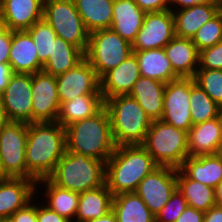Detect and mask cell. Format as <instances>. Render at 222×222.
<instances>
[{
	"instance_id": "49",
	"label": "cell",
	"mask_w": 222,
	"mask_h": 222,
	"mask_svg": "<svg viewBox=\"0 0 222 222\" xmlns=\"http://www.w3.org/2000/svg\"><path fill=\"white\" fill-rule=\"evenodd\" d=\"M10 122L6 111L3 108L1 95H0V131Z\"/></svg>"
},
{
	"instance_id": "16",
	"label": "cell",
	"mask_w": 222,
	"mask_h": 222,
	"mask_svg": "<svg viewBox=\"0 0 222 222\" xmlns=\"http://www.w3.org/2000/svg\"><path fill=\"white\" fill-rule=\"evenodd\" d=\"M44 0H0V25L11 31L29 29L43 19Z\"/></svg>"
},
{
	"instance_id": "47",
	"label": "cell",
	"mask_w": 222,
	"mask_h": 222,
	"mask_svg": "<svg viewBox=\"0 0 222 222\" xmlns=\"http://www.w3.org/2000/svg\"><path fill=\"white\" fill-rule=\"evenodd\" d=\"M203 222H222V207L214 206L205 212Z\"/></svg>"
},
{
	"instance_id": "22",
	"label": "cell",
	"mask_w": 222,
	"mask_h": 222,
	"mask_svg": "<svg viewBox=\"0 0 222 222\" xmlns=\"http://www.w3.org/2000/svg\"><path fill=\"white\" fill-rule=\"evenodd\" d=\"M187 138L189 156L217 154L222 143L220 116L193 125Z\"/></svg>"
},
{
	"instance_id": "15",
	"label": "cell",
	"mask_w": 222,
	"mask_h": 222,
	"mask_svg": "<svg viewBox=\"0 0 222 222\" xmlns=\"http://www.w3.org/2000/svg\"><path fill=\"white\" fill-rule=\"evenodd\" d=\"M60 103L80 95H102L95 69L84 59L73 69L56 76Z\"/></svg>"
},
{
	"instance_id": "31",
	"label": "cell",
	"mask_w": 222,
	"mask_h": 222,
	"mask_svg": "<svg viewBox=\"0 0 222 222\" xmlns=\"http://www.w3.org/2000/svg\"><path fill=\"white\" fill-rule=\"evenodd\" d=\"M112 210L117 222H155V215L136 192L114 196Z\"/></svg>"
},
{
	"instance_id": "24",
	"label": "cell",
	"mask_w": 222,
	"mask_h": 222,
	"mask_svg": "<svg viewBox=\"0 0 222 222\" xmlns=\"http://www.w3.org/2000/svg\"><path fill=\"white\" fill-rule=\"evenodd\" d=\"M165 87L166 83L140 76L129 95L137 101L152 121L161 120Z\"/></svg>"
},
{
	"instance_id": "40",
	"label": "cell",
	"mask_w": 222,
	"mask_h": 222,
	"mask_svg": "<svg viewBox=\"0 0 222 222\" xmlns=\"http://www.w3.org/2000/svg\"><path fill=\"white\" fill-rule=\"evenodd\" d=\"M8 222H37V204L29 202L24 208L17 210Z\"/></svg>"
},
{
	"instance_id": "7",
	"label": "cell",
	"mask_w": 222,
	"mask_h": 222,
	"mask_svg": "<svg viewBox=\"0 0 222 222\" xmlns=\"http://www.w3.org/2000/svg\"><path fill=\"white\" fill-rule=\"evenodd\" d=\"M132 53V44L123 39L113 29L107 28L89 34L84 56L95 69L98 78L101 79L108 71L120 65Z\"/></svg>"
},
{
	"instance_id": "11",
	"label": "cell",
	"mask_w": 222,
	"mask_h": 222,
	"mask_svg": "<svg viewBox=\"0 0 222 222\" xmlns=\"http://www.w3.org/2000/svg\"><path fill=\"white\" fill-rule=\"evenodd\" d=\"M174 37V15L170 9L147 12L142 27L132 43V50L164 48Z\"/></svg>"
},
{
	"instance_id": "28",
	"label": "cell",
	"mask_w": 222,
	"mask_h": 222,
	"mask_svg": "<svg viewBox=\"0 0 222 222\" xmlns=\"http://www.w3.org/2000/svg\"><path fill=\"white\" fill-rule=\"evenodd\" d=\"M133 53L139 64L140 76L153 78L163 83L179 79L171 67L164 48L133 51Z\"/></svg>"
},
{
	"instance_id": "27",
	"label": "cell",
	"mask_w": 222,
	"mask_h": 222,
	"mask_svg": "<svg viewBox=\"0 0 222 222\" xmlns=\"http://www.w3.org/2000/svg\"><path fill=\"white\" fill-rule=\"evenodd\" d=\"M113 197L106 184L79 193L75 222H85L104 216L112 210Z\"/></svg>"
},
{
	"instance_id": "54",
	"label": "cell",
	"mask_w": 222,
	"mask_h": 222,
	"mask_svg": "<svg viewBox=\"0 0 222 222\" xmlns=\"http://www.w3.org/2000/svg\"><path fill=\"white\" fill-rule=\"evenodd\" d=\"M3 178H5V177L3 176L2 170H1V168H0V179H3Z\"/></svg>"
},
{
	"instance_id": "51",
	"label": "cell",
	"mask_w": 222,
	"mask_h": 222,
	"mask_svg": "<svg viewBox=\"0 0 222 222\" xmlns=\"http://www.w3.org/2000/svg\"><path fill=\"white\" fill-rule=\"evenodd\" d=\"M217 155L222 159V143H221V145L219 146Z\"/></svg>"
},
{
	"instance_id": "29",
	"label": "cell",
	"mask_w": 222,
	"mask_h": 222,
	"mask_svg": "<svg viewBox=\"0 0 222 222\" xmlns=\"http://www.w3.org/2000/svg\"><path fill=\"white\" fill-rule=\"evenodd\" d=\"M104 107L102 95H80L60 105L57 122L62 127L94 116Z\"/></svg>"
},
{
	"instance_id": "38",
	"label": "cell",
	"mask_w": 222,
	"mask_h": 222,
	"mask_svg": "<svg viewBox=\"0 0 222 222\" xmlns=\"http://www.w3.org/2000/svg\"><path fill=\"white\" fill-rule=\"evenodd\" d=\"M188 206L186 199L182 192L178 189L172 193L169 201L164 207L156 214V222H176L178 217L183 213Z\"/></svg>"
},
{
	"instance_id": "53",
	"label": "cell",
	"mask_w": 222,
	"mask_h": 222,
	"mask_svg": "<svg viewBox=\"0 0 222 222\" xmlns=\"http://www.w3.org/2000/svg\"><path fill=\"white\" fill-rule=\"evenodd\" d=\"M220 124H221V133H222V111H221V114H220Z\"/></svg>"
},
{
	"instance_id": "44",
	"label": "cell",
	"mask_w": 222,
	"mask_h": 222,
	"mask_svg": "<svg viewBox=\"0 0 222 222\" xmlns=\"http://www.w3.org/2000/svg\"><path fill=\"white\" fill-rule=\"evenodd\" d=\"M205 212L187 206L176 222H203Z\"/></svg>"
},
{
	"instance_id": "46",
	"label": "cell",
	"mask_w": 222,
	"mask_h": 222,
	"mask_svg": "<svg viewBox=\"0 0 222 222\" xmlns=\"http://www.w3.org/2000/svg\"><path fill=\"white\" fill-rule=\"evenodd\" d=\"M211 1L213 0H169V5H170L169 9L171 11H174V8H175L174 6H176V8L177 6H179L180 7L179 9L181 10L184 8L192 7L194 5H203ZM171 5L173 6V8Z\"/></svg>"
},
{
	"instance_id": "33",
	"label": "cell",
	"mask_w": 222,
	"mask_h": 222,
	"mask_svg": "<svg viewBox=\"0 0 222 222\" xmlns=\"http://www.w3.org/2000/svg\"><path fill=\"white\" fill-rule=\"evenodd\" d=\"M177 187L184 195L188 206L203 212L216 206L215 189L188 179L179 169H177Z\"/></svg>"
},
{
	"instance_id": "6",
	"label": "cell",
	"mask_w": 222,
	"mask_h": 222,
	"mask_svg": "<svg viewBox=\"0 0 222 222\" xmlns=\"http://www.w3.org/2000/svg\"><path fill=\"white\" fill-rule=\"evenodd\" d=\"M187 132L163 120L152 121L141 146L159 166L179 168L188 155Z\"/></svg>"
},
{
	"instance_id": "17",
	"label": "cell",
	"mask_w": 222,
	"mask_h": 222,
	"mask_svg": "<svg viewBox=\"0 0 222 222\" xmlns=\"http://www.w3.org/2000/svg\"><path fill=\"white\" fill-rule=\"evenodd\" d=\"M36 181L29 178L0 179V220H7L17 210L34 202Z\"/></svg>"
},
{
	"instance_id": "2",
	"label": "cell",
	"mask_w": 222,
	"mask_h": 222,
	"mask_svg": "<svg viewBox=\"0 0 222 222\" xmlns=\"http://www.w3.org/2000/svg\"><path fill=\"white\" fill-rule=\"evenodd\" d=\"M158 166L141 145L116 146L106 162L105 184L113 196L136 192L141 180Z\"/></svg>"
},
{
	"instance_id": "55",
	"label": "cell",
	"mask_w": 222,
	"mask_h": 222,
	"mask_svg": "<svg viewBox=\"0 0 222 222\" xmlns=\"http://www.w3.org/2000/svg\"><path fill=\"white\" fill-rule=\"evenodd\" d=\"M0 222H8V220H0Z\"/></svg>"
},
{
	"instance_id": "42",
	"label": "cell",
	"mask_w": 222,
	"mask_h": 222,
	"mask_svg": "<svg viewBox=\"0 0 222 222\" xmlns=\"http://www.w3.org/2000/svg\"><path fill=\"white\" fill-rule=\"evenodd\" d=\"M37 222H70L46 205L37 204Z\"/></svg>"
},
{
	"instance_id": "41",
	"label": "cell",
	"mask_w": 222,
	"mask_h": 222,
	"mask_svg": "<svg viewBox=\"0 0 222 222\" xmlns=\"http://www.w3.org/2000/svg\"><path fill=\"white\" fill-rule=\"evenodd\" d=\"M12 31L0 25V63H9Z\"/></svg>"
},
{
	"instance_id": "25",
	"label": "cell",
	"mask_w": 222,
	"mask_h": 222,
	"mask_svg": "<svg viewBox=\"0 0 222 222\" xmlns=\"http://www.w3.org/2000/svg\"><path fill=\"white\" fill-rule=\"evenodd\" d=\"M145 12L134 0H114L111 29L131 44L142 27Z\"/></svg>"
},
{
	"instance_id": "12",
	"label": "cell",
	"mask_w": 222,
	"mask_h": 222,
	"mask_svg": "<svg viewBox=\"0 0 222 222\" xmlns=\"http://www.w3.org/2000/svg\"><path fill=\"white\" fill-rule=\"evenodd\" d=\"M190 111V78L166 83L161 120L188 132L193 126Z\"/></svg>"
},
{
	"instance_id": "50",
	"label": "cell",
	"mask_w": 222,
	"mask_h": 222,
	"mask_svg": "<svg viewBox=\"0 0 222 222\" xmlns=\"http://www.w3.org/2000/svg\"><path fill=\"white\" fill-rule=\"evenodd\" d=\"M216 205L222 207V181L215 188Z\"/></svg>"
},
{
	"instance_id": "52",
	"label": "cell",
	"mask_w": 222,
	"mask_h": 222,
	"mask_svg": "<svg viewBox=\"0 0 222 222\" xmlns=\"http://www.w3.org/2000/svg\"><path fill=\"white\" fill-rule=\"evenodd\" d=\"M220 11L222 12V0H218Z\"/></svg>"
},
{
	"instance_id": "20",
	"label": "cell",
	"mask_w": 222,
	"mask_h": 222,
	"mask_svg": "<svg viewBox=\"0 0 222 222\" xmlns=\"http://www.w3.org/2000/svg\"><path fill=\"white\" fill-rule=\"evenodd\" d=\"M172 12L174 15L175 36L192 39L203 24L220 12V8L218 0H213L203 5L179 9V11L174 9Z\"/></svg>"
},
{
	"instance_id": "23",
	"label": "cell",
	"mask_w": 222,
	"mask_h": 222,
	"mask_svg": "<svg viewBox=\"0 0 222 222\" xmlns=\"http://www.w3.org/2000/svg\"><path fill=\"white\" fill-rule=\"evenodd\" d=\"M178 169L188 179L214 189L222 181V159L217 154L188 156Z\"/></svg>"
},
{
	"instance_id": "19",
	"label": "cell",
	"mask_w": 222,
	"mask_h": 222,
	"mask_svg": "<svg viewBox=\"0 0 222 222\" xmlns=\"http://www.w3.org/2000/svg\"><path fill=\"white\" fill-rule=\"evenodd\" d=\"M9 64L13 73L32 75L42 71L35 43L26 30L12 31Z\"/></svg>"
},
{
	"instance_id": "37",
	"label": "cell",
	"mask_w": 222,
	"mask_h": 222,
	"mask_svg": "<svg viewBox=\"0 0 222 222\" xmlns=\"http://www.w3.org/2000/svg\"><path fill=\"white\" fill-rule=\"evenodd\" d=\"M222 40V12L203 24L192 37L198 51L212 47Z\"/></svg>"
},
{
	"instance_id": "32",
	"label": "cell",
	"mask_w": 222,
	"mask_h": 222,
	"mask_svg": "<svg viewBox=\"0 0 222 222\" xmlns=\"http://www.w3.org/2000/svg\"><path fill=\"white\" fill-rule=\"evenodd\" d=\"M36 184H43L46 186L44 194L46 196L45 199H47V204H45L47 207L70 222H72V220L74 221L79 193L60 188L53 184L48 178L38 180Z\"/></svg>"
},
{
	"instance_id": "30",
	"label": "cell",
	"mask_w": 222,
	"mask_h": 222,
	"mask_svg": "<svg viewBox=\"0 0 222 222\" xmlns=\"http://www.w3.org/2000/svg\"><path fill=\"white\" fill-rule=\"evenodd\" d=\"M89 33L111 28L114 0H74Z\"/></svg>"
},
{
	"instance_id": "34",
	"label": "cell",
	"mask_w": 222,
	"mask_h": 222,
	"mask_svg": "<svg viewBox=\"0 0 222 222\" xmlns=\"http://www.w3.org/2000/svg\"><path fill=\"white\" fill-rule=\"evenodd\" d=\"M190 112L192 124H198L219 117L222 107L214 102L210 96L201 89L193 78H190Z\"/></svg>"
},
{
	"instance_id": "26",
	"label": "cell",
	"mask_w": 222,
	"mask_h": 222,
	"mask_svg": "<svg viewBox=\"0 0 222 222\" xmlns=\"http://www.w3.org/2000/svg\"><path fill=\"white\" fill-rule=\"evenodd\" d=\"M85 59L84 51L58 36L52 41L49 54L42 71L57 76L76 67Z\"/></svg>"
},
{
	"instance_id": "13",
	"label": "cell",
	"mask_w": 222,
	"mask_h": 222,
	"mask_svg": "<svg viewBox=\"0 0 222 222\" xmlns=\"http://www.w3.org/2000/svg\"><path fill=\"white\" fill-rule=\"evenodd\" d=\"M1 100L10 121L32 123V75L13 73Z\"/></svg>"
},
{
	"instance_id": "1",
	"label": "cell",
	"mask_w": 222,
	"mask_h": 222,
	"mask_svg": "<svg viewBox=\"0 0 222 222\" xmlns=\"http://www.w3.org/2000/svg\"><path fill=\"white\" fill-rule=\"evenodd\" d=\"M66 152V131L57 121L28 123L25 162L28 178H48Z\"/></svg>"
},
{
	"instance_id": "5",
	"label": "cell",
	"mask_w": 222,
	"mask_h": 222,
	"mask_svg": "<svg viewBox=\"0 0 222 222\" xmlns=\"http://www.w3.org/2000/svg\"><path fill=\"white\" fill-rule=\"evenodd\" d=\"M106 163L66 151L48 179L60 188L82 193L105 184Z\"/></svg>"
},
{
	"instance_id": "9",
	"label": "cell",
	"mask_w": 222,
	"mask_h": 222,
	"mask_svg": "<svg viewBox=\"0 0 222 222\" xmlns=\"http://www.w3.org/2000/svg\"><path fill=\"white\" fill-rule=\"evenodd\" d=\"M28 123L10 121L0 131V168L4 177L28 178L25 149Z\"/></svg>"
},
{
	"instance_id": "18",
	"label": "cell",
	"mask_w": 222,
	"mask_h": 222,
	"mask_svg": "<svg viewBox=\"0 0 222 222\" xmlns=\"http://www.w3.org/2000/svg\"><path fill=\"white\" fill-rule=\"evenodd\" d=\"M139 77V64L135 54L132 53L100 79V92L103 100L117 95L130 94Z\"/></svg>"
},
{
	"instance_id": "48",
	"label": "cell",
	"mask_w": 222,
	"mask_h": 222,
	"mask_svg": "<svg viewBox=\"0 0 222 222\" xmlns=\"http://www.w3.org/2000/svg\"><path fill=\"white\" fill-rule=\"evenodd\" d=\"M85 222H117V221H116V216H115L113 210H110L104 216H102L100 218L92 219V220L85 221Z\"/></svg>"
},
{
	"instance_id": "8",
	"label": "cell",
	"mask_w": 222,
	"mask_h": 222,
	"mask_svg": "<svg viewBox=\"0 0 222 222\" xmlns=\"http://www.w3.org/2000/svg\"><path fill=\"white\" fill-rule=\"evenodd\" d=\"M43 19L59 38L86 51L90 33L76 9L74 0H44Z\"/></svg>"
},
{
	"instance_id": "3",
	"label": "cell",
	"mask_w": 222,
	"mask_h": 222,
	"mask_svg": "<svg viewBox=\"0 0 222 222\" xmlns=\"http://www.w3.org/2000/svg\"><path fill=\"white\" fill-rule=\"evenodd\" d=\"M66 151L104 161L114 153L116 145L108 111L103 107L94 116L65 127Z\"/></svg>"
},
{
	"instance_id": "35",
	"label": "cell",
	"mask_w": 222,
	"mask_h": 222,
	"mask_svg": "<svg viewBox=\"0 0 222 222\" xmlns=\"http://www.w3.org/2000/svg\"><path fill=\"white\" fill-rule=\"evenodd\" d=\"M26 31L35 43L39 62L44 65L51 54L52 41L57 37L55 31L44 19L35 22Z\"/></svg>"
},
{
	"instance_id": "4",
	"label": "cell",
	"mask_w": 222,
	"mask_h": 222,
	"mask_svg": "<svg viewBox=\"0 0 222 222\" xmlns=\"http://www.w3.org/2000/svg\"><path fill=\"white\" fill-rule=\"evenodd\" d=\"M116 146L141 145L152 120L137 101L128 95H117L104 101Z\"/></svg>"
},
{
	"instance_id": "39",
	"label": "cell",
	"mask_w": 222,
	"mask_h": 222,
	"mask_svg": "<svg viewBox=\"0 0 222 222\" xmlns=\"http://www.w3.org/2000/svg\"><path fill=\"white\" fill-rule=\"evenodd\" d=\"M198 69L222 70V40L212 47L199 51Z\"/></svg>"
},
{
	"instance_id": "36",
	"label": "cell",
	"mask_w": 222,
	"mask_h": 222,
	"mask_svg": "<svg viewBox=\"0 0 222 222\" xmlns=\"http://www.w3.org/2000/svg\"><path fill=\"white\" fill-rule=\"evenodd\" d=\"M194 82L222 107V70L197 69Z\"/></svg>"
},
{
	"instance_id": "43",
	"label": "cell",
	"mask_w": 222,
	"mask_h": 222,
	"mask_svg": "<svg viewBox=\"0 0 222 222\" xmlns=\"http://www.w3.org/2000/svg\"><path fill=\"white\" fill-rule=\"evenodd\" d=\"M145 12L164 11L169 9V0H134Z\"/></svg>"
},
{
	"instance_id": "21",
	"label": "cell",
	"mask_w": 222,
	"mask_h": 222,
	"mask_svg": "<svg viewBox=\"0 0 222 222\" xmlns=\"http://www.w3.org/2000/svg\"><path fill=\"white\" fill-rule=\"evenodd\" d=\"M164 52L171 67L179 78H193L199 67V51L190 38L175 36Z\"/></svg>"
},
{
	"instance_id": "45",
	"label": "cell",
	"mask_w": 222,
	"mask_h": 222,
	"mask_svg": "<svg viewBox=\"0 0 222 222\" xmlns=\"http://www.w3.org/2000/svg\"><path fill=\"white\" fill-rule=\"evenodd\" d=\"M13 74L9 63H0V95L9 83V80Z\"/></svg>"
},
{
	"instance_id": "10",
	"label": "cell",
	"mask_w": 222,
	"mask_h": 222,
	"mask_svg": "<svg viewBox=\"0 0 222 222\" xmlns=\"http://www.w3.org/2000/svg\"><path fill=\"white\" fill-rule=\"evenodd\" d=\"M176 188L177 168L158 166L141 180L136 194L156 216L169 201Z\"/></svg>"
},
{
	"instance_id": "14",
	"label": "cell",
	"mask_w": 222,
	"mask_h": 222,
	"mask_svg": "<svg viewBox=\"0 0 222 222\" xmlns=\"http://www.w3.org/2000/svg\"><path fill=\"white\" fill-rule=\"evenodd\" d=\"M60 105L56 76L44 71L32 74V123L57 121Z\"/></svg>"
}]
</instances>
